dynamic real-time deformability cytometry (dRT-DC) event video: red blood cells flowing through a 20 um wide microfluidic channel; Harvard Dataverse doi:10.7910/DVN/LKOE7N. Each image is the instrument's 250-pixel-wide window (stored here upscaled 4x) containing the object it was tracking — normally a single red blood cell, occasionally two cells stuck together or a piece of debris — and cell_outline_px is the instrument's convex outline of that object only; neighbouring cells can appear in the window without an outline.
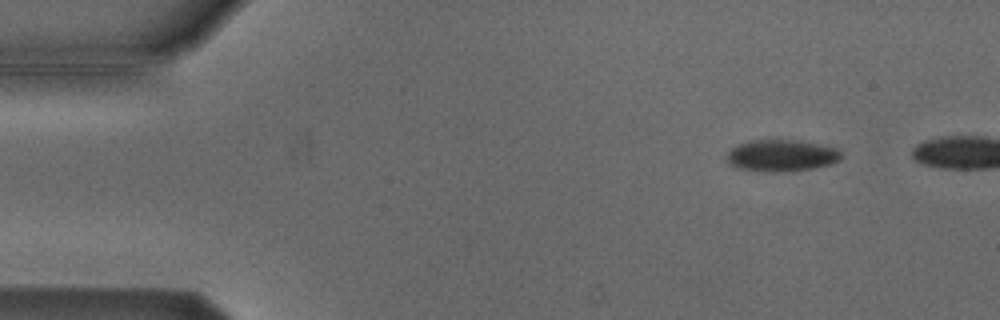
{"species": "Egyptian fruit bat (a non-hibernating species)", "species_latin": "Rousettus aegyptiacus", "temperature_condition": "cold", "stored_images_in_passage": 4, "camera_frame_rate_fps": 3000, "um_per_image_px": 0.085, "animal": {"sex": "male"}, "frame": {"image": 1, "passage_image": 1, "time_ms": 0.0, "image_size_px": [1000, 320], "cell_outline_px": [[840, 160], [832, 164], [812, 168], [784, 172], [760, 172], [736, 168], [728, 164], [728, 152], [732, 148], [748, 140], [792, 140], [836, 148], [840, 152]], "centroid_in_image_um": [66.38, 13.25], "position_along_channel_um": 18.6, "area_um2": 21.04}}